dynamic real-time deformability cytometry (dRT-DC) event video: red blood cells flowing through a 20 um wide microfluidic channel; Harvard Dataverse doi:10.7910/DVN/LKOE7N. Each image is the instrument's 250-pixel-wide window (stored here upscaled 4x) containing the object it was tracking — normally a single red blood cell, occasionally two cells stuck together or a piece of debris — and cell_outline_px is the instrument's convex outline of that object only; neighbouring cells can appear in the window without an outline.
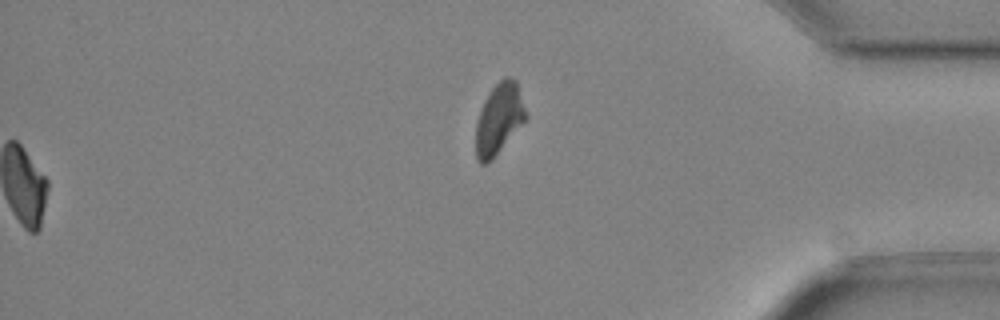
{"species": "Egyptian fruit bat (a non-hibernating species)", "species_latin": "Rousettus aegyptiacus", "temperature_condition": "cold", "stored_images_in_passage": 51, "segment_of_instrument_passage": [2, 2], "camera_frame_rate_fps": 3000, "um_per_image_px": 0.085, "animal": {"sex": "female"}, "frame": {"image": 1, "passage_image": 51, "time_ms": 16.667, "image_size_px": [1000, 320], "cell_outline_px": [[528, 116], [496, 152], [484, 164], [480, 164], [476, 156], [476, 124], [484, 100], [492, 88], [504, 76], [508, 76], [516, 80]], "centroid_in_image_um": [42.41, 10.02], "position_along_channel_um": 392.8, "area_um2": 19.83}}